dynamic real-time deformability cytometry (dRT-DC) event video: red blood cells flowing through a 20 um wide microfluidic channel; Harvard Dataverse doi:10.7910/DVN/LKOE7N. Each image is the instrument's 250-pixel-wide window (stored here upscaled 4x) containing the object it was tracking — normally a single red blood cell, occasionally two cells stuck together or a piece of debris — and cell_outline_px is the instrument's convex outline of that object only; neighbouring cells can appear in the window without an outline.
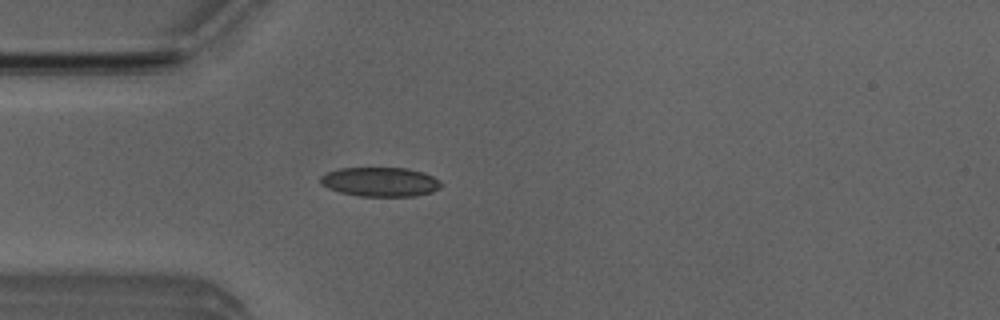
{"species": "Egyptian fruit bat (a non-hibernating species)", "species_latin": "Rousettus aegyptiacus", "temperature_condition": "room temperature", "stored_images_in_passage": 50, "camera_frame_rate_fps": 3000, "um_per_image_px": 0.085, "animal": {"sex": "male"}, "frame": {"image": 1, "passage_image": 13, "time_ms": 4.0, "image_size_px": [1000, 320], "cell_outline_px": [[444, 184], [440, 188], [432, 192], [416, 196], [360, 196], [340, 192], [328, 188], [320, 184], [320, 176], [328, 172], [340, 168], [408, 168], [424, 172], [440, 180]], "centroid_in_image_um": [32.35, 15.46], "position_along_channel_um": 52.6, "area_um2": 20.75}}
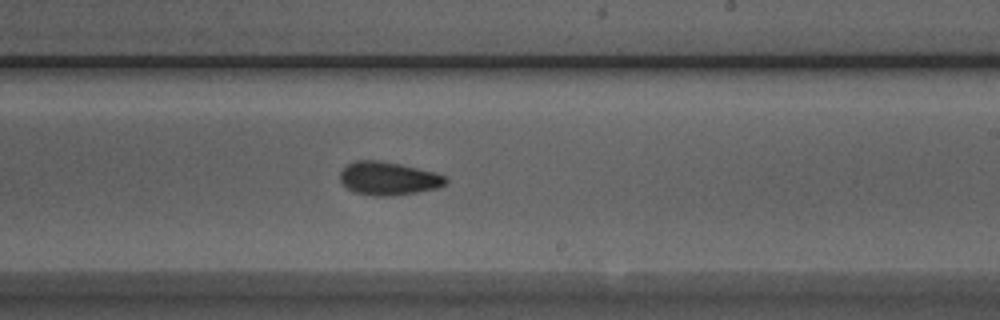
{"frame": {"image": 2, "passage_image": 29, "time_ms": 9.333, "image_size_px": [1000, 320], "cell_outline_px": [[448, 180], [444, 184], [436, 188], [416, 192], [392, 196], [372, 196], [352, 192], [340, 180], [340, 172], [348, 164], [356, 160], [380, 160], [400, 164], [436, 172], [444, 176]], "centroid_in_image_um": [32.99, 15.17], "position_along_channel_um": 256.0, "area_um2": 20.46}}
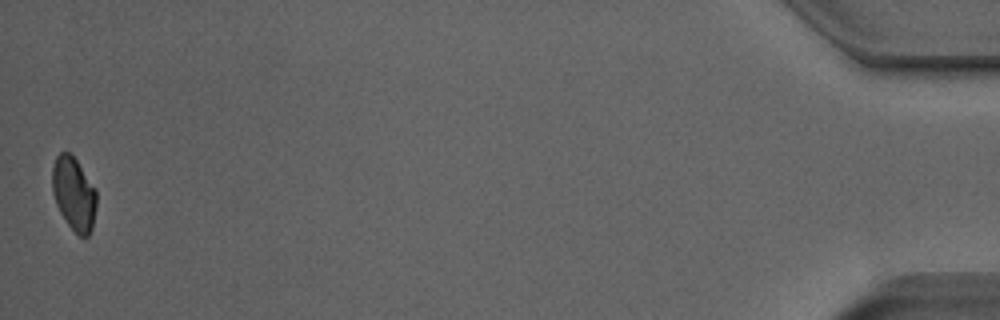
{"frame": {"image": 3, "passage_image": 50, "time_ms": 16.333, "image_size_px": [1000, 320], "cell_outline_px": [[96, 208], [92, 228], [88, 236], [80, 236], [68, 224], [60, 212], [56, 204], [52, 192], [52, 168], [56, 156], [60, 152], [68, 152], [76, 160], [96, 188]], "centroid_in_image_um": [6.27, 16.46], "position_along_channel_um": 428.9, "area_um2": 18.84}, "authors_computed_cell_mechanics": {"area_um2": 20.1722, "velocity_mm_per_s": 3.9261, "shape_relaxation_time_tau1_ms": 3.6468, "shape_relaxation_time_tau2_ms": 3.3774, "deformation_change_tau1": 0.1062, "deformation_change_tau2": 0.0736}}